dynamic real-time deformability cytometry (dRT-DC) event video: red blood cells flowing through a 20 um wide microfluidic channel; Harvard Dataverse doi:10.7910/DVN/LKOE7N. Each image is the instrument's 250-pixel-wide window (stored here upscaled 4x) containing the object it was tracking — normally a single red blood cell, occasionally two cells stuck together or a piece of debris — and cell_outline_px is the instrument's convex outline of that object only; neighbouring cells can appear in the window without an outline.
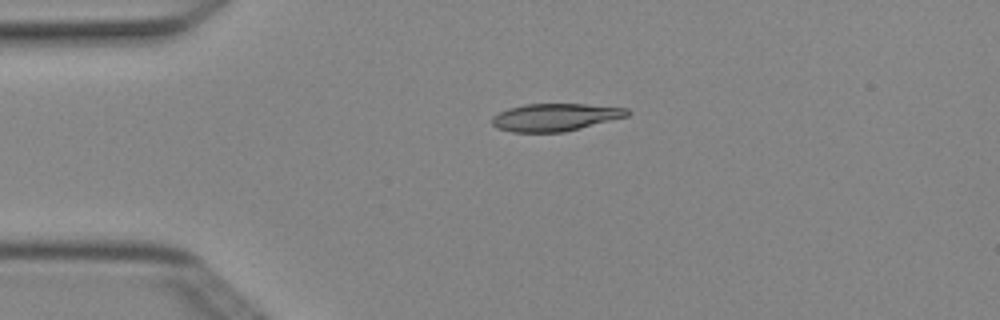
{"species": "Egyptian fruit bat (a non-hibernating species)", "species_latin": "Rousettus aegyptiacus", "temperature_condition": "cold", "stored_images_in_passage": 4, "camera_frame_rate_fps": 3000, "um_per_image_px": 0.085, "animal": {"sex": "female"}, "frame": {"image": 1, "passage_image": 1, "time_ms": 0.0, "image_size_px": [1000, 320], "cell_outline_px": [[632, 112], [628, 116], [564, 132], [512, 132], [496, 128], [492, 124], [492, 116], [508, 108], [524, 104], [584, 104], [628, 108]], "centroid_in_image_um": [47.19, 9.96], "position_along_channel_um": 37.8, "area_um2": 21.73}}
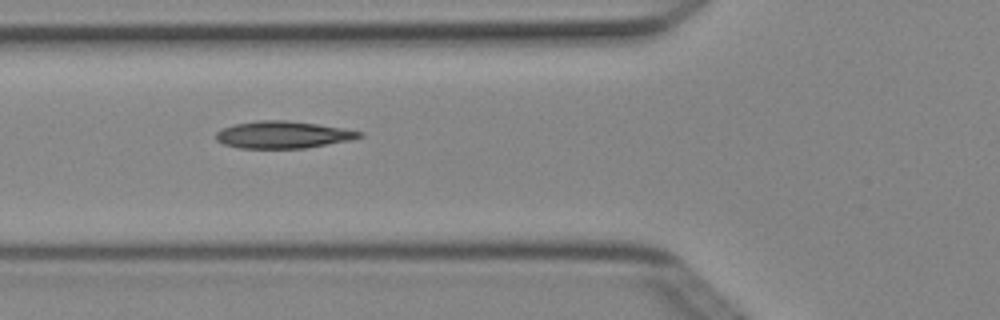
{"frame": {"image": 2, "passage_image": 3, "time_ms": 0.667, "image_size_px": [1000, 320], "cell_outline_px": [[364, 136], [352, 140], [304, 148], [240, 148], [224, 144], [216, 140], [216, 132], [220, 128], [232, 124], [260, 120], [284, 120], [316, 124], [344, 128], [364, 132]], "centroid_in_image_um": [24.05, 11.45], "position_along_channel_um": 101.8, "area_um2": 22.77}}
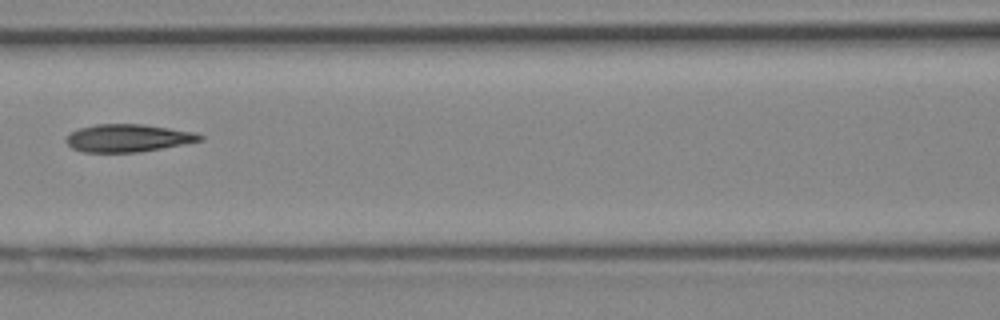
{"frame": {"image": 3, "passage_image": 4, "time_ms": 1.0, "image_size_px": [1000, 320], "cell_outline_px": [[204, 140], [184, 144], [140, 152], [84, 152], [72, 148], [64, 140], [72, 132], [80, 128], [96, 124], [144, 124], [196, 132], [204, 136]], "centroid_in_image_um": [10.92, 11.73], "position_along_channel_um": 155.7, "area_um2": 21.62}}